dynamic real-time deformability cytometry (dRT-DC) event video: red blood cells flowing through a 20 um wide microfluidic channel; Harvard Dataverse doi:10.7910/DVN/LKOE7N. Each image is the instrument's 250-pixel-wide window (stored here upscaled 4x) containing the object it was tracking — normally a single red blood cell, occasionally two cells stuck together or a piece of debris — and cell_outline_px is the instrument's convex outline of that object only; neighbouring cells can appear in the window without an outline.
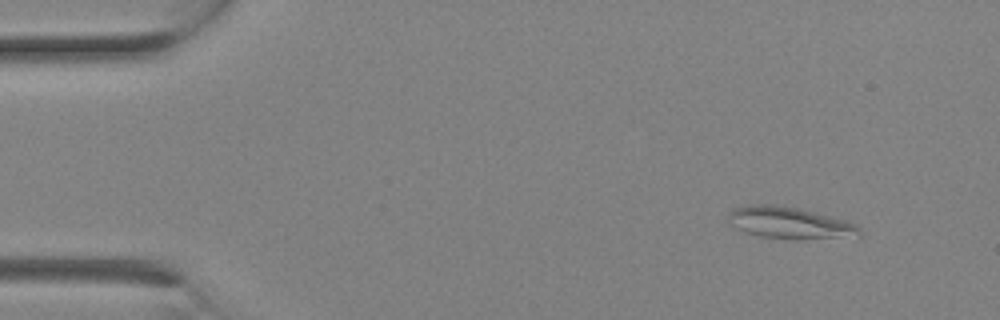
{"species": "Egyptian fruit bat (a non-hibernating species)", "species_latin": "Rousettus aegyptiacus", "temperature_condition": "room temperature", "stored_images_in_passage": 2, "camera_frame_rate_fps": 3000, "um_per_image_px": 0.085, "animal": {"sex": "female"}, "frame": {"image": 1, "passage_image": 1, "time_ms": 0.0, "image_size_px": [1000, 320], "cell_outline_px": [[860, 236], [800, 240], [792, 240], [760, 236], [736, 228], [724, 220], [732, 208], [752, 204], [776, 204], [796, 208], [844, 220], [860, 228]], "centroid_in_image_um": [67.04, 18.95], "position_along_channel_um": 18.0, "area_um2": 24.33}}